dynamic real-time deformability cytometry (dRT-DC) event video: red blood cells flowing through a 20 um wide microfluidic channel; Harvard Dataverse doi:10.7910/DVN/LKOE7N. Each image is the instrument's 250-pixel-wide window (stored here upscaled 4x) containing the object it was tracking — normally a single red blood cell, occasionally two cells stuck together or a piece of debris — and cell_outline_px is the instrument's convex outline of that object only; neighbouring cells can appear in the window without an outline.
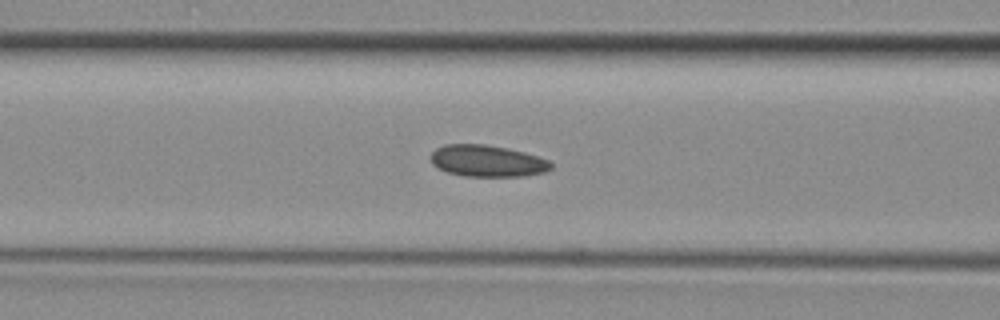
{"species": "common noctule bat (a hibernating species)", "species_latin": "Nyctalus noctula", "temperature_condition": "room temperature", "stored_images_in_passage": 14, "camera_frame_rate_fps": 3000, "um_per_image_px": 0.085, "animal": {"sex": "female", "body_mass_g": 29.2, "forearm_length_mm": 56.3}, "frame": {"image": 1, "passage_image": 5, "time_ms": 1.333, "image_size_px": [1000, 320], "cell_outline_px": [[552, 168], [544, 172], [524, 176], [464, 176], [448, 172], [436, 168], [432, 164], [432, 152], [436, 148], [444, 144], [484, 144], [508, 148], [524, 152], [548, 160], [552, 164]], "centroid_in_image_um": [41.4, 13.68], "position_along_channel_um": 125.2, "area_um2": 22.14}}
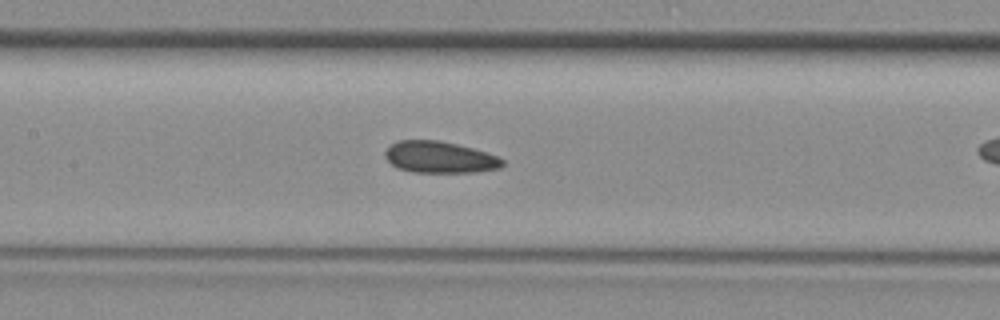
{"frame": {"image": 2, "passage_image": 8, "time_ms": 2.333, "image_size_px": [1000, 320], "cell_outline_px": [[504, 164], [500, 168], [476, 172], [412, 172], [400, 168], [392, 164], [384, 156], [384, 152], [396, 140], [440, 140], [472, 148], [496, 156], [504, 160]], "centroid_in_image_um": [37.36, 13.36], "position_along_channel_um": 170.0, "area_um2": 21.44}}